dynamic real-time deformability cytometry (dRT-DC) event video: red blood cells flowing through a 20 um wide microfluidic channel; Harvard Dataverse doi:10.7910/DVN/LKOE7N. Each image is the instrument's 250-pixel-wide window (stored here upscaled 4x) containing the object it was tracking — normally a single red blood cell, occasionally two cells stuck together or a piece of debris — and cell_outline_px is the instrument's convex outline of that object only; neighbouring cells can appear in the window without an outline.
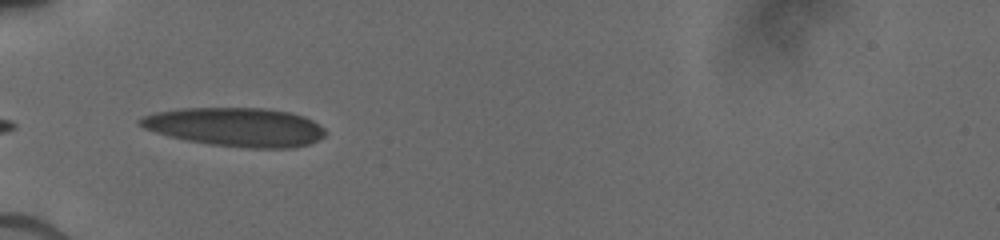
{"species": "human", "species_latin": "Homo sapiens", "temperature_condition": "cold", "stored_images_in_passage": 33, "camera_frame_rate_fps": 3000, "um_per_image_px": 0.085, "donor": {"sex": "male"}, "frame": {"image": 1, "passage_image": 1, "time_ms": 0.0, "image_size_px": [1000, 240], "cell_outline_px": [[328, 132], [324, 136], [308, 144], [292, 148], [252, 148], [212, 144], [188, 140], [156, 132], [144, 128], [136, 120], [144, 116], [156, 112], [184, 108], [268, 108], [292, 112], [304, 116], [312, 120], [324, 128]], "centroid_in_image_um": [20.09, 10.78], "position_along_channel_um": 64.9, "area_um2": 41.62}}
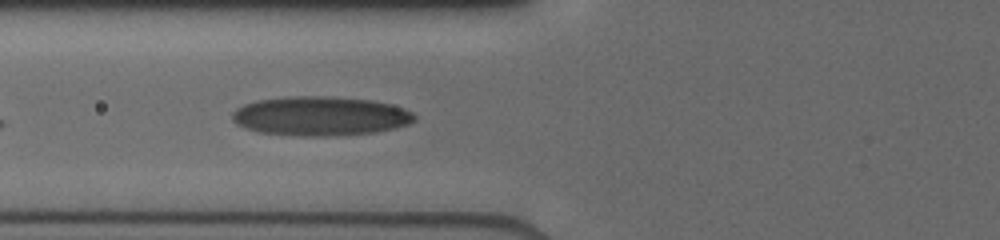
{"frame": {"image": 2, "passage_image": 6, "time_ms": 1.0, "image_size_px": [1000, 240], "cell_outline_px": [[416, 120], [408, 124], [376, 132], [328, 136], [304, 136], [260, 132], [244, 128], [236, 124], [232, 120], [232, 112], [236, 108], [244, 104], [256, 100], [296, 96], [320, 96], [372, 100], [404, 108], [412, 112], [416, 116]], "centroid_in_image_um": [27.2, 9.87], "position_along_channel_um": 98.6, "area_um2": 41.5}}